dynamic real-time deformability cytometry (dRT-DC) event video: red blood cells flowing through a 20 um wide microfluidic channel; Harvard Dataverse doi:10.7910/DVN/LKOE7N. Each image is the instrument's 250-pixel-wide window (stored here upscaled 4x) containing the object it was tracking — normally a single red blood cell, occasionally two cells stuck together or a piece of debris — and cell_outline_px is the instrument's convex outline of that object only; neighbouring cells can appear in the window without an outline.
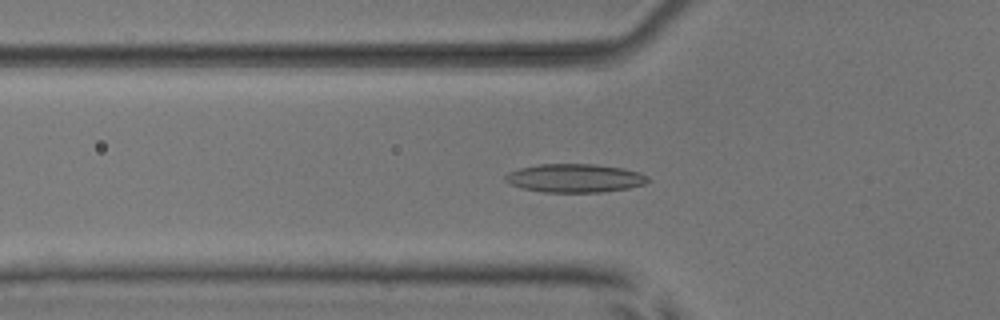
{"species": "common noctule bat (a hibernating species)", "species_latin": "Nyctalus noctula", "temperature_condition": "room temperature", "stored_images_in_passage": 53, "camera_frame_rate_fps": 3000, "um_per_image_px": 0.085, "animal": {"sex": "male", "body_mass_g": 17.9, "forearm_length_mm": 54.2}, "frame": {"image": 1, "passage_image": 19, "time_ms": 6.0, "image_size_px": [1000, 320], "cell_outline_px": [[652, 180], [644, 184], [628, 188], [600, 192], [544, 192], [520, 188], [504, 180], [504, 176], [508, 172], [520, 168], [540, 164], [596, 164], [624, 168], [640, 172], [648, 176]], "centroid_in_image_um": [48.88, 15.13], "position_along_channel_um": 76.9, "area_um2": 23.81}}
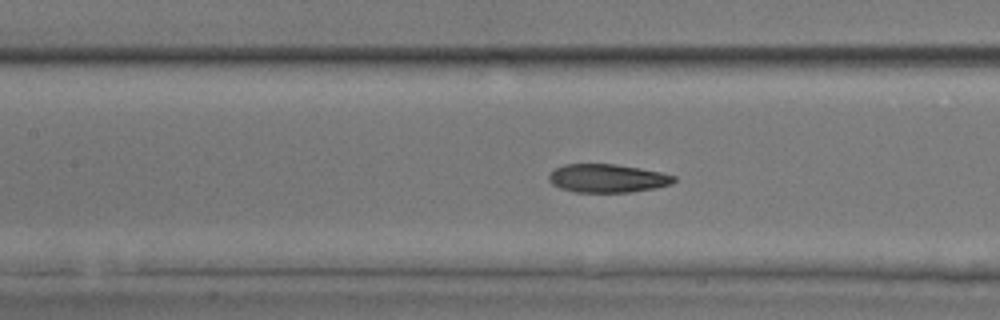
{"frame": {"image": 2, "passage_image": 25, "time_ms": 8.0, "image_size_px": [1000, 320], "cell_outline_px": [[676, 180], [672, 184], [656, 188], [632, 192], [576, 192], [560, 188], [552, 184], [548, 180], [548, 176], [556, 168], [564, 164], [616, 164], [640, 168], [660, 172], [676, 176]], "centroid_in_image_um": [51.65, 15.16], "position_along_channel_um": 155.8, "area_um2": 20.75}}
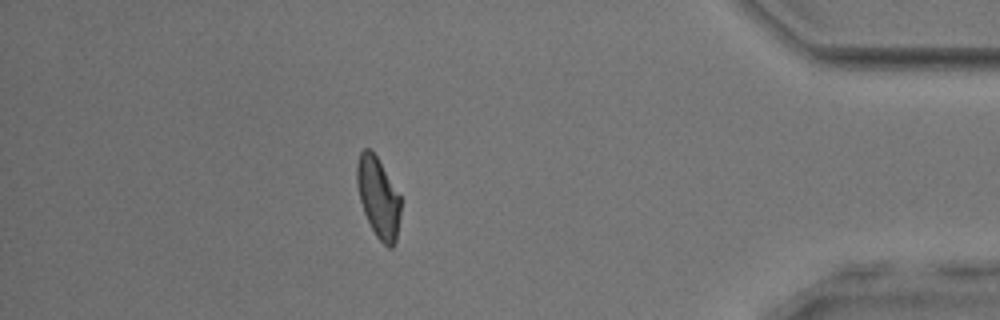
{"frame": {"image": 3, "passage_image": 47, "time_ms": 15.333, "image_size_px": [1000, 320], "cell_outline_px": [[404, 200], [396, 240], [392, 248], [388, 248], [376, 236], [364, 212], [360, 200], [356, 184], [356, 164], [360, 152], [364, 148], [368, 148], [376, 156]], "centroid_in_image_um": [32.19, 16.8], "position_along_channel_um": 403.0, "area_um2": 20.87}, "authors_computed_cell_mechanics": {"area_um2": 21.2704, "velocity_mm_per_s": 3.9223, "shape_relaxation_time_tau1_ms": 7.8267, "shape_relaxation_time_tau2_ms": 2.6952, "deformation_change_tau1": 0.1871, "deformation_change_tau2": 0.1027}}